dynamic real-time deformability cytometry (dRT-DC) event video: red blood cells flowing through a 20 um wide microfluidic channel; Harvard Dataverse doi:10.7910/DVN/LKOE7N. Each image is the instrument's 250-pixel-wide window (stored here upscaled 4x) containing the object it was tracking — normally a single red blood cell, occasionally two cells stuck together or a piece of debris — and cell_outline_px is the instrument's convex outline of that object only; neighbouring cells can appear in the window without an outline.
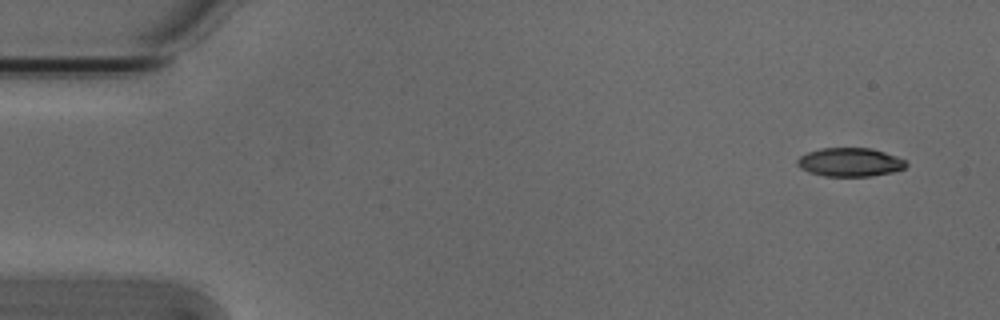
{"species": "Egyptian fruit bat (a non-hibernating species)", "species_latin": "Rousettus aegyptiacus", "temperature_condition": "cold", "stored_images_in_passage": 5, "camera_frame_rate_fps": 3000, "um_per_image_px": 0.085, "animal": {"sex": "male"}, "frame": {"image": 1, "passage_image": 1, "time_ms": 0.0, "image_size_px": [1000, 320], "cell_outline_px": [[908, 164], [904, 168], [892, 172], [872, 176], [824, 176], [808, 172], [800, 168], [796, 164], [796, 160], [800, 156], [808, 152], [820, 148], [872, 148], [896, 156], [904, 160]], "centroid_in_image_um": [72.22, 13.78], "position_along_channel_um": 12.8, "area_um2": 18.21}}
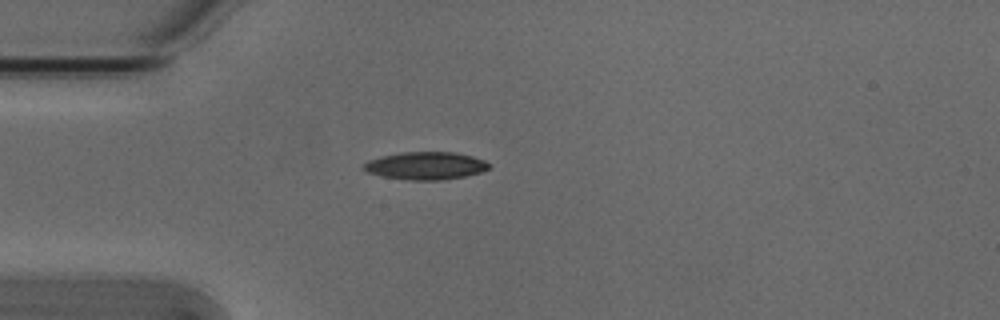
{"frame": {"image": 2, "passage_image": 4, "time_ms": 1.0, "image_size_px": [1000, 320], "cell_outline_px": [[492, 168], [480, 172], [464, 176], [440, 180], [412, 180], [384, 176], [368, 172], [364, 168], [364, 164], [368, 160], [400, 152], [452, 152], [472, 156], [484, 160], [492, 164]], "centroid_in_image_um": [36.25, 14.08], "position_along_channel_um": 48.8, "area_um2": 20.0}}